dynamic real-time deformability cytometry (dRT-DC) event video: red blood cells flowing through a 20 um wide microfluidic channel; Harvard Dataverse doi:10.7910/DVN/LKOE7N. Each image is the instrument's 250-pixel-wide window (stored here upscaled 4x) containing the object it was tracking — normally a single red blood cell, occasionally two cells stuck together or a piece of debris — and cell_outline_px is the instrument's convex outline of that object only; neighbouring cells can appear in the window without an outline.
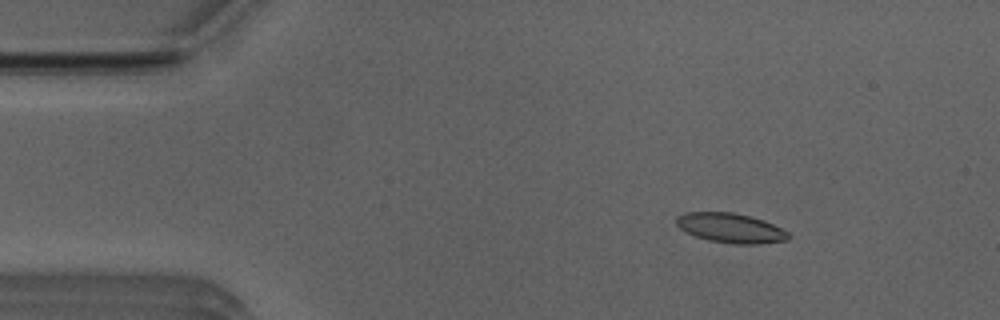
{"species": "Egyptian fruit bat (a non-hibernating species)", "species_latin": "Rousettus aegyptiacus", "temperature_condition": "room temperature", "stored_images_in_passage": 51, "camera_frame_rate_fps": 3000, "um_per_image_px": 0.085, "animal": {"sex": "male"}, "frame": {"image": 1, "passage_image": 7, "time_ms": 2.0, "image_size_px": [1000, 320], "cell_outline_px": [[792, 236], [788, 240], [756, 244], [736, 244], [708, 240], [684, 232], [676, 224], [676, 216], [688, 212], [732, 212], [752, 216], [764, 220], [788, 232]], "centroid_in_image_um": [62.1, 19.38], "position_along_channel_um": 22.9, "area_um2": 19.42}}
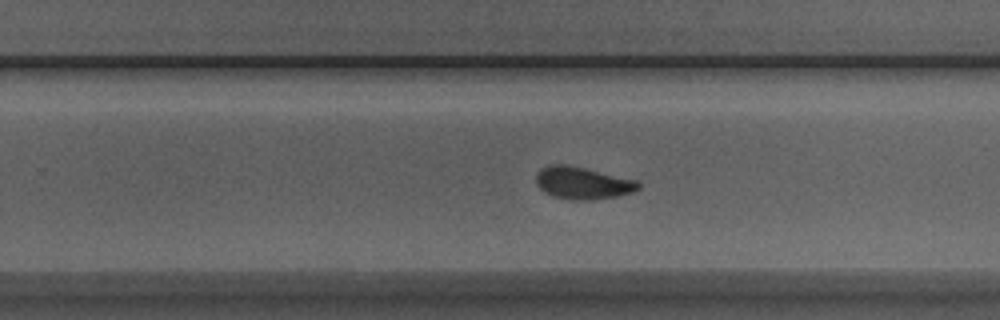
{"frame": {"image": 2, "passage_image": 32, "time_ms": 10.333, "image_size_px": [1000, 320], "cell_outline_px": [[640, 188], [632, 192], [616, 196], [592, 200], [572, 200], [552, 196], [544, 192], [536, 184], [536, 176], [540, 168], [548, 164], [568, 164], [636, 180], [640, 184]], "centroid_in_image_um": [49.48, 15.55], "position_along_channel_um": 280.3, "area_um2": 19.31}}
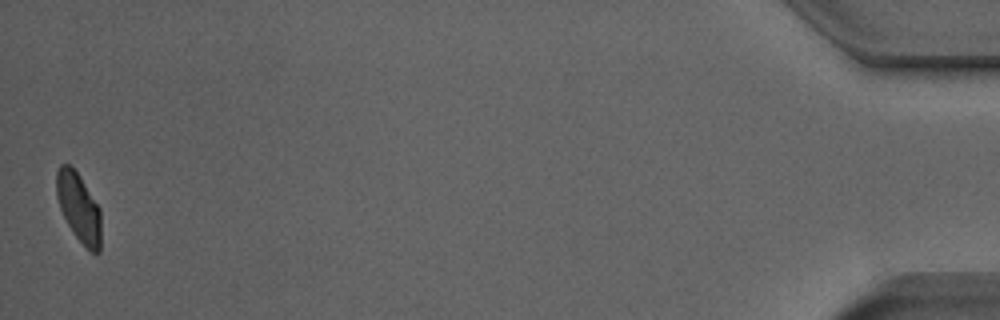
{"frame": {"image": 3, "passage_image": 51, "time_ms": 16.667, "image_size_px": [1000, 320], "cell_outline_px": [[100, 252], [88, 252], [84, 248], [72, 232], [60, 208], [56, 196], [56, 172], [60, 164], [68, 164], [80, 176], [100, 208]], "centroid_in_image_um": [6.69, 17.67], "position_along_channel_um": 428.5, "area_um2": 17.98}, "authors_computed_cell_mechanics": {"area_um2": 19.363, "velocity_mm_per_s": 3.9368, "shape_relaxation_time_tau1_ms": 4.5212, "shape_relaxation_time_tau2_ms": 1.4309, "deformation_change_tau1": 0.1308, "deformation_change_tau2": 0.0611}}